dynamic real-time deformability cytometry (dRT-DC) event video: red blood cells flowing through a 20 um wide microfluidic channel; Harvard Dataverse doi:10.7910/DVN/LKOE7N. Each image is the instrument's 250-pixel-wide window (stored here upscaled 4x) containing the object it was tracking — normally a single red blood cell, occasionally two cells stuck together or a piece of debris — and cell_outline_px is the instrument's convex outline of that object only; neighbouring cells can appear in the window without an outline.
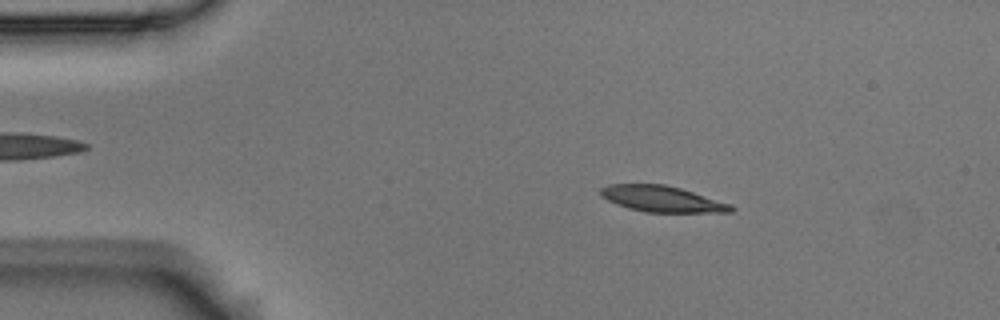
{"species": "Egyptian fruit bat (a non-hibernating species)", "species_latin": "Rousettus aegyptiacus", "temperature_condition": "room temperature", "stored_images_in_passage": 8, "camera_frame_rate_fps": 3000, "um_per_image_px": 0.085, "animal": {"sex": "male"}, "frame": {"image": 1, "passage_image": 2, "time_ms": 0.333, "image_size_px": [1000, 320], "cell_outline_px": [[736, 208], [732, 212], [644, 212], [628, 208], [616, 204], [600, 196], [600, 188], [608, 184], [664, 184], [680, 188], [732, 204]], "centroid_in_image_um": [56.26, 16.91], "position_along_channel_um": 28.7, "area_um2": 19.83}}
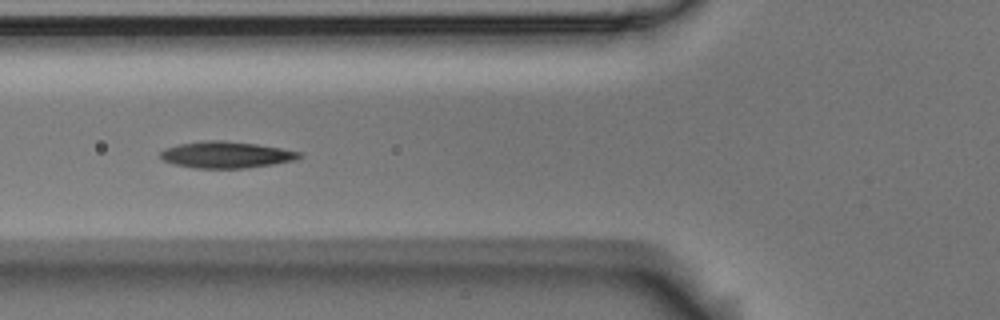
{"frame": {"image": 2, "passage_image": 5, "time_ms": 1.333, "image_size_px": [1000, 320], "cell_outline_px": [[304, 156], [296, 160], [248, 168], [196, 168], [176, 164], [164, 160], [160, 156], [160, 152], [164, 148], [180, 144], [204, 140], [224, 140], [256, 144], [304, 152]], "centroid_in_image_um": [19.28, 13.15], "position_along_channel_um": 106.5, "area_um2": 21.5}}
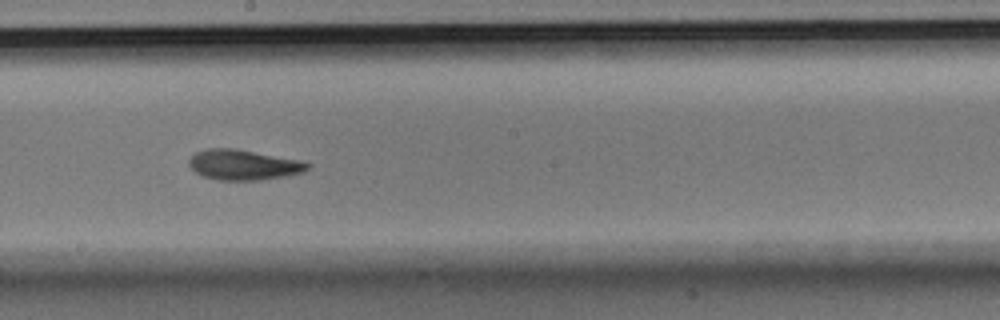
{"frame": {"image": 3, "passage_image": 8, "time_ms": 2.333, "image_size_px": [1000, 320], "cell_outline_px": [[312, 164], [304, 172], [288, 176], [260, 180], [220, 180], [204, 176], [196, 172], [188, 164], [188, 160], [196, 152], [208, 148], [236, 148], [300, 160]], "centroid_in_image_um": [20.73, 14.0], "position_along_channel_um": 227.5, "area_um2": 20.98}}